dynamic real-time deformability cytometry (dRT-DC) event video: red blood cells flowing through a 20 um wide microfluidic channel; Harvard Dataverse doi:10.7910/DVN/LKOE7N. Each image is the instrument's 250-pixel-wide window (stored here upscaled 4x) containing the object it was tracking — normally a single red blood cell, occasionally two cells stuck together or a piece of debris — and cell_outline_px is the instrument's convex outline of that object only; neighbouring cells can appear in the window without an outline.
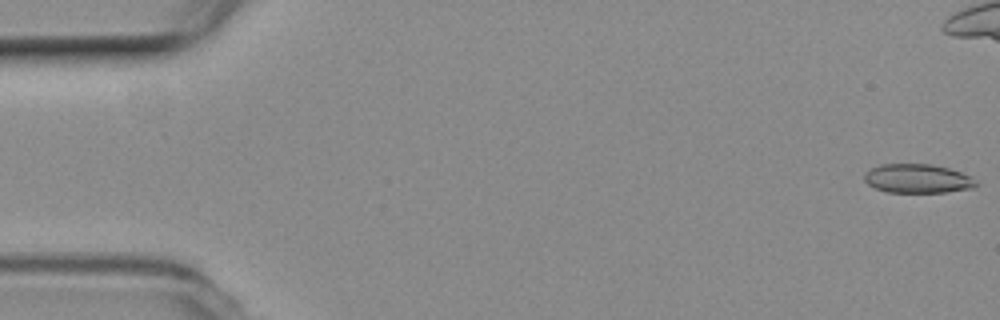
{"species": "common noctule bat (a hibernating species)", "species_latin": "Nyctalus noctula", "temperature_condition": "room temperature", "stored_images_in_passage": 11, "camera_frame_rate_fps": 3000, "um_per_image_px": 0.085, "animal": {"sex": "female", "body_mass_g": 19.3, "forearm_length_mm": 54.1}, "frame": {"image": 1, "passage_image": 1, "time_ms": 0.0, "image_size_px": [1000, 320], "cell_outline_px": [[980, 184], [972, 188], [944, 192], [888, 192], [876, 188], [868, 184], [864, 180], [864, 172], [880, 164], [932, 164], [948, 168], [960, 172], [976, 180]], "centroid_in_image_um": [77.98, 15.17], "position_along_channel_um": 7.0, "area_um2": 18.79}}